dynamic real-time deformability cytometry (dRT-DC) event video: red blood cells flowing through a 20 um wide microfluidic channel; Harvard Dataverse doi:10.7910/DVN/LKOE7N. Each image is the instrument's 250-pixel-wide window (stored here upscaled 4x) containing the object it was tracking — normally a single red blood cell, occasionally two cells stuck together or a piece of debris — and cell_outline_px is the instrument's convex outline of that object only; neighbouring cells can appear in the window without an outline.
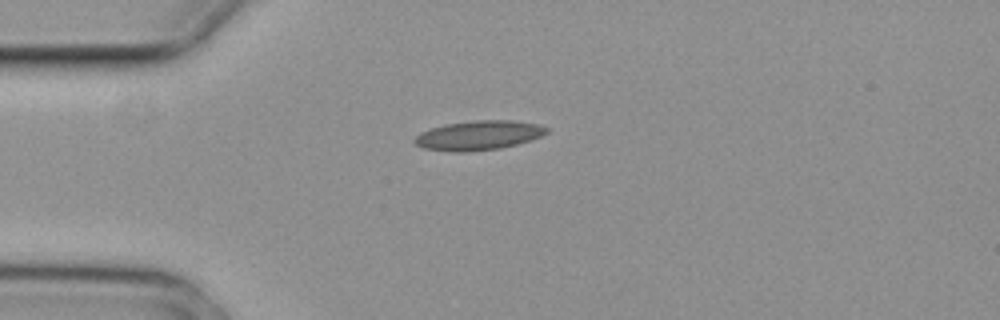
{"species": "common noctule bat (a hibernating species)", "species_latin": "Nyctalus noctula", "temperature_condition": "cold", "stored_images_in_passage": 3, "camera_frame_rate_fps": 3000, "um_per_image_px": 0.085, "animal": {"sex": "female", "body_mass_g": 29.2, "forearm_length_mm": 56.3}, "frame": {"image": 1, "passage_image": 1, "time_ms": 0.0, "image_size_px": [1000, 320], "cell_outline_px": [[548, 132], [540, 136], [516, 144], [500, 148], [464, 152], [452, 152], [424, 148], [416, 144], [412, 140], [420, 132], [444, 124], [476, 120], [516, 120], [536, 124], [548, 128]], "centroid_in_image_um": [40.65, 11.5], "position_along_channel_um": 44.4, "area_um2": 22.48}}
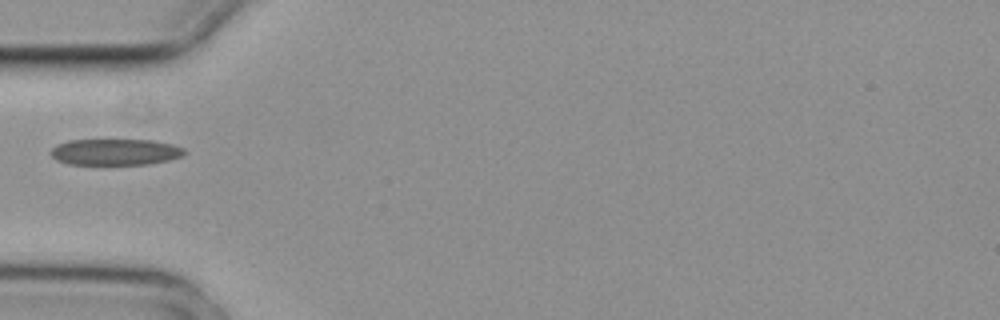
{"frame": {"image": 2, "passage_image": 2, "time_ms": 0.333, "image_size_px": [1000, 320], "cell_outline_px": [[188, 152], [184, 156], [168, 160], [148, 164], [68, 164], [56, 160], [48, 152], [56, 144], [68, 140], [152, 140], [172, 144], [184, 148]], "centroid_in_image_um": [9.8, 12.91], "position_along_channel_um": 75.2, "area_um2": 20.63}}
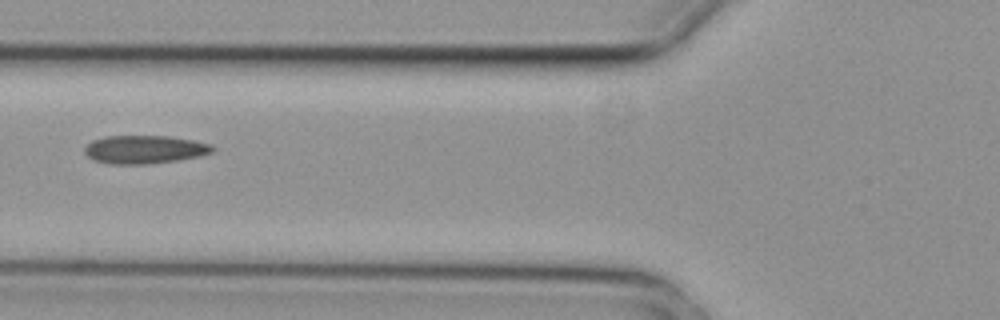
{"frame": {"image": 3, "passage_image": 3, "time_ms": 0.667, "image_size_px": [1000, 320], "cell_outline_px": [[216, 148], [212, 152], [200, 156], [176, 160], [144, 164], [108, 164], [92, 160], [84, 152], [84, 148], [92, 140], [104, 136], [168, 136], [192, 140], [212, 144]], "centroid_in_image_um": [12.27, 12.7], "position_along_channel_um": 113.5, "area_um2": 21.1}}